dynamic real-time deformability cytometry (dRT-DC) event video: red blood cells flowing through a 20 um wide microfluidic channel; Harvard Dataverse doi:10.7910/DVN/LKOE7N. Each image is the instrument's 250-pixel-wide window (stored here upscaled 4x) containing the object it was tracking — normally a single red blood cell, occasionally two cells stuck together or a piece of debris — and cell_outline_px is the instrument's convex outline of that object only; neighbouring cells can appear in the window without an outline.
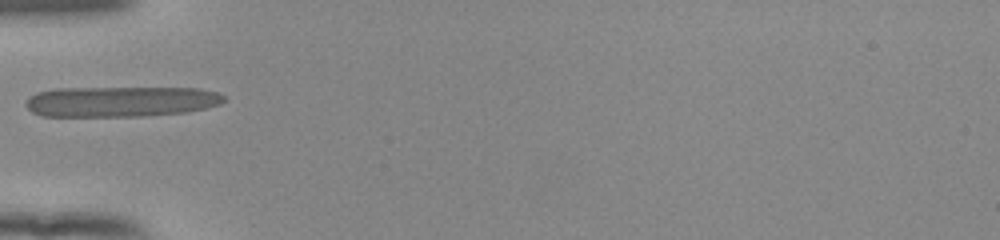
{"species": "human", "species_latin": "Homo sapiens", "temperature_condition": "room temperature", "stored_images_in_passage": 35, "camera_frame_rate_fps": 3000, "um_per_image_px": 0.085, "donor": {"sex": "female"}, "frame": {"image": 1, "passage_image": 1, "time_ms": 0.0, "image_size_px": [1000, 240], "cell_outline_px": [[224, 100], [220, 104], [188, 112], [144, 116], [40, 116], [32, 112], [24, 104], [28, 96], [36, 92], [56, 88], [200, 88], [216, 92], [224, 96]], "centroid_in_image_um": [10.22, 8.63], "position_along_channel_um": 74.8, "area_um2": 35.43}}
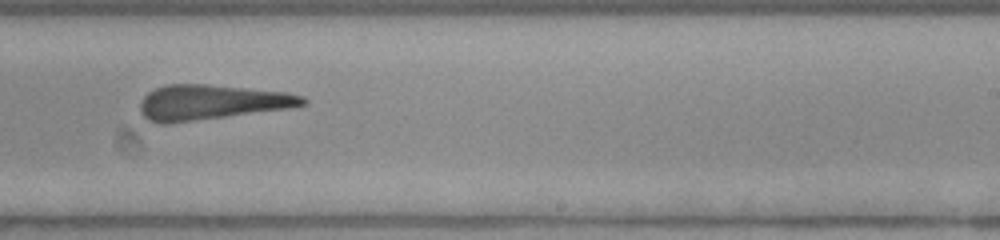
{"frame": {"image": 2, "passage_image": 16, "time_ms": 5.0, "image_size_px": [1000, 240], "cell_outline_px": [[308, 100], [304, 104], [288, 108], [168, 124], [160, 124], [148, 120], [140, 112], [140, 104], [144, 96], [148, 92], [156, 88], [168, 84], [204, 84], [288, 92], [304, 96]], "centroid_in_image_um": [17.94, 8.69], "position_along_channel_um": 271.1, "area_um2": 33.0}}
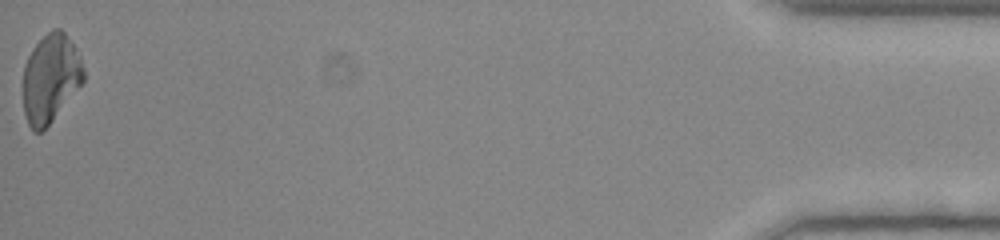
{"frame": {"image": 3, "passage_image": 35, "time_ms": 11.333, "image_size_px": [1000, 240], "cell_outline_px": [[84, 80], [52, 120], [40, 132], [32, 132], [28, 124], [24, 112], [24, 64], [32, 48], [52, 28], [60, 28], [72, 40], [80, 56], [84, 68]], "centroid_in_image_um": [4.3, 6.62], "position_along_channel_um": 430.9, "area_um2": 30.92}, "authors_computed_cell_mechanics": {"area_um2": 33.2928, "velocity_mm_per_s": 3.9401, "shape_relaxation_time_tau1_ms": 7.6986, "shape_relaxation_time_tau2_ms": 2.4534, "deformation_change_tau1": 0.2426, "deformation_change_tau2": 0.1691}}